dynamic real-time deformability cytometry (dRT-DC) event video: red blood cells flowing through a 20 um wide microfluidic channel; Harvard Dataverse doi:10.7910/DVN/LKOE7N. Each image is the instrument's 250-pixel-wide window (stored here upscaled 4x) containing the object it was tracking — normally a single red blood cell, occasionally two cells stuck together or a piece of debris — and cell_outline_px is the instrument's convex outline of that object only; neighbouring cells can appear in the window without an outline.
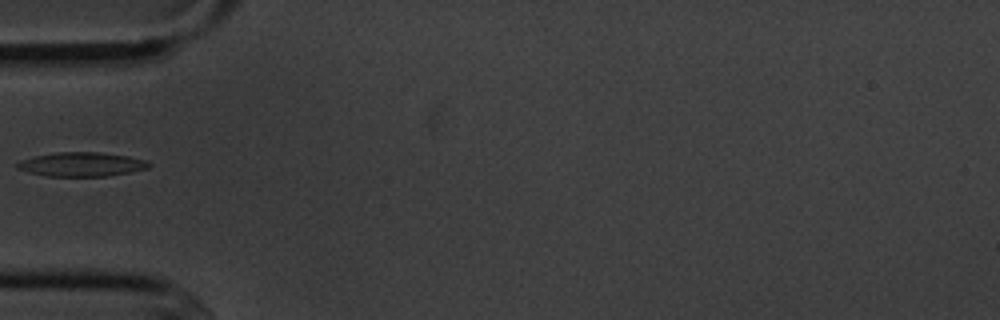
{"species": "common noctule bat (a hibernating species)", "species_latin": "Nyctalus noctula", "temperature_condition": "cold", "stored_images_in_passage": 3, "camera_frame_rate_fps": 3000, "um_per_image_px": 0.085, "animal": {"sex": "male", "body_mass_g": 20.1, "forearm_length_mm": 53.5}, "frame": {"image": 1, "passage_image": 3, "time_ms": 2.333, "image_size_px": [1000, 320], "cell_outline_px": [[152, 164], [148, 168], [108, 176], [44, 176], [28, 172], [16, 168], [16, 164], [20, 160], [36, 156], [56, 152], [100, 152], [128, 156], [144, 160]], "centroid_in_image_um": [6.91, 13.97], "position_along_channel_um": 78.1, "area_um2": 18.44}}